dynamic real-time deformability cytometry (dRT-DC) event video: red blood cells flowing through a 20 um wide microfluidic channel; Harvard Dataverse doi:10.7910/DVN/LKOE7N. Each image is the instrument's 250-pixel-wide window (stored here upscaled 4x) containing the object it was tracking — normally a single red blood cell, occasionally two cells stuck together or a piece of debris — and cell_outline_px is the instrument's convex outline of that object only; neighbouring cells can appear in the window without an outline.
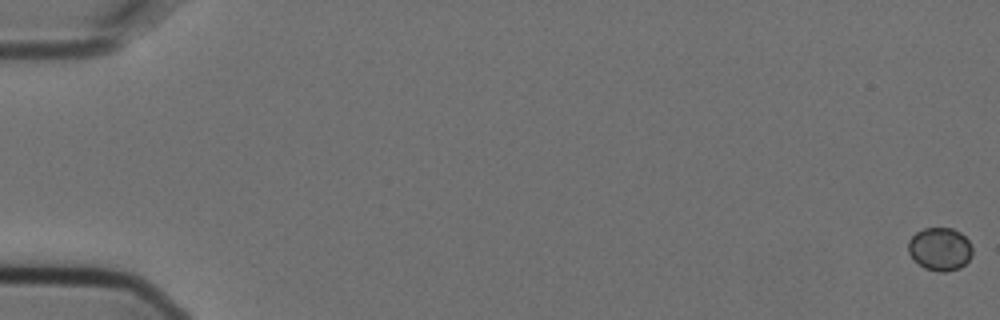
{"species": "Egyptian fruit bat (a non-hibernating species)", "species_latin": "Rousettus aegyptiacus", "temperature_condition": "cold", "stored_images_in_passage": 6, "camera_frame_rate_fps": 3000, "um_per_image_px": 0.085, "animal": {"sex": "female"}, "frame": {"image": 1, "passage_image": 1, "time_ms": 0.0, "image_size_px": [1000, 320], "cell_outline_px": [[972, 256], [960, 268], [944, 272], [940, 272], [924, 268], [908, 252], [908, 240], [916, 232], [924, 228], [952, 228], [960, 232], [968, 240], [972, 248]], "centroid_in_image_um": [79.9, 21.16], "position_along_channel_um": 5.1, "area_um2": 16.01}}
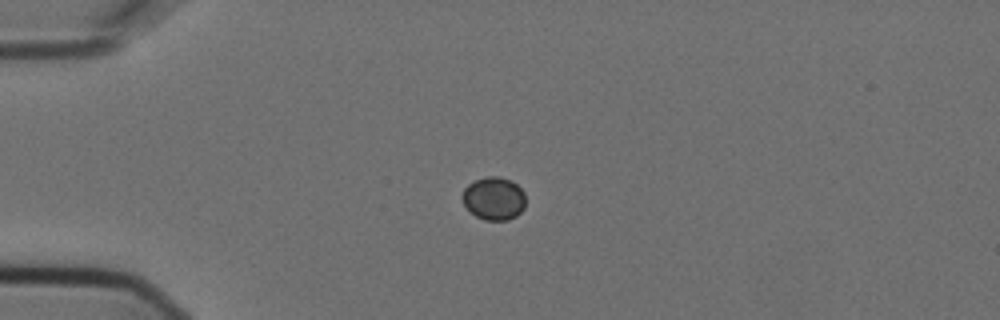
{"frame": {"image": 2, "passage_image": 5, "time_ms": 1.333, "image_size_px": [1000, 320], "cell_outline_px": [[524, 208], [516, 216], [508, 220], [484, 220], [476, 216], [464, 204], [460, 196], [464, 188], [468, 184], [476, 180], [488, 176], [500, 176], [512, 180], [524, 192]], "centroid_in_image_um": [41.97, 16.86], "position_along_channel_um": 43.0, "area_um2": 15.9}}